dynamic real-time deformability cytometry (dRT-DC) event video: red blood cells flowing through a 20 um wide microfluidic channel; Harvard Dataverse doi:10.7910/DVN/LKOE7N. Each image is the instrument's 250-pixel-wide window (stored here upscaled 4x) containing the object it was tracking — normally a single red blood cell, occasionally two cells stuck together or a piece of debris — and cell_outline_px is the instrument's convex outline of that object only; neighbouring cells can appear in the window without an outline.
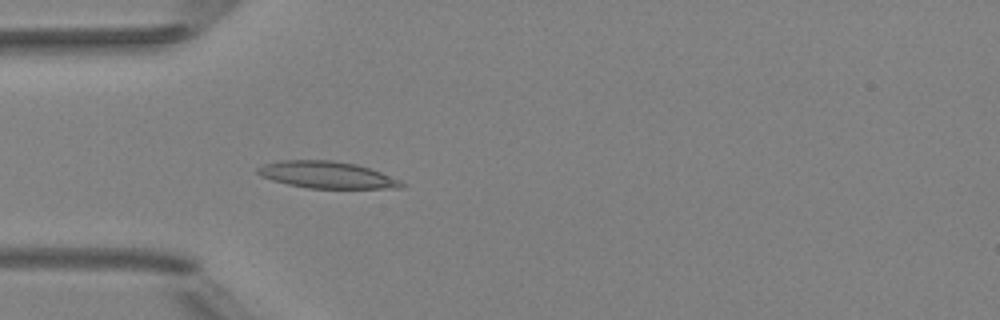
{"species": "Egyptian fruit bat (a non-hibernating species)", "species_latin": "Rousettus aegyptiacus", "temperature_condition": "room temperature", "stored_images_in_passage": 5, "camera_frame_rate_fps": 3000, "um_per_image_px": 0.085, "animal": {"sex": "female"}, "frame": {"image": 1, "passage_image": 5, "time_ms": 4.667, "image_size_px": [1000, 320], "cell_outline_px": [[408, 184], [404, 188], [308, 188], [288, 184], [272, 180], [260, 176], [256, 172], [256, 168], [264, 164], [280, 160], [332, 160], [356, 164], [380, 172], [400, 180]], "centroid_in_image_um": [27.78, 14.86], "position_along_channel_um": 57.2, "area_um2": 22.54}}